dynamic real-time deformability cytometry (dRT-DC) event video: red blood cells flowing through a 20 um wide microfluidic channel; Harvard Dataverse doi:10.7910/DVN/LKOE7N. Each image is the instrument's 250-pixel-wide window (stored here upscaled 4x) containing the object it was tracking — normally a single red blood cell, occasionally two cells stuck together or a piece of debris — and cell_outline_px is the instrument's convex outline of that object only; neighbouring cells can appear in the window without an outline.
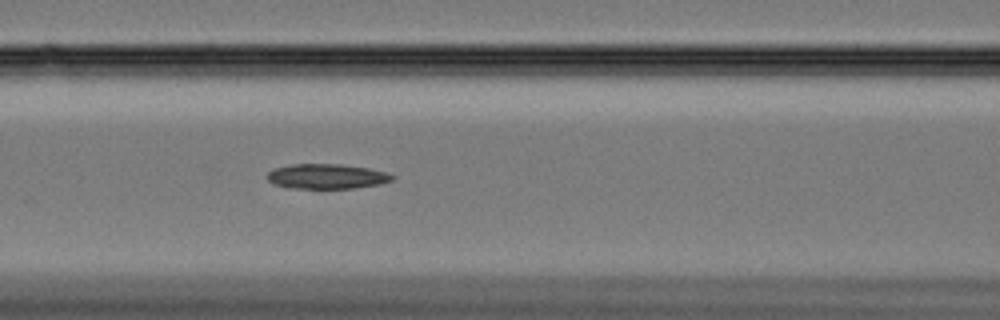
{"species": "Egyptian fruit bat (a non-hibernating species)", "species_latin": "Rousettus aegyptiacus", "temperature_condition": "cold", "stored_images_in_passage": 29, "camera_frame_rate_fps": 3000, "um_per_image_px": 0.085, "animal": {"sex": "female"}, "frame": {"image": 1, "passage_image": 19, "time_ms": 6.0, "image_size_px": [1000, 320], "cell_outline_px": [[396, 176], [392, 180], [380, 184], [352, 188], [288, 188], [272, 184], [268, 180], [268, 172], [272, 168], [292, 164], [340, 164], [368, 168], [388, 172]], "centroid_in_image_um": [27.76, 14.99], "position_along_channel_um": 138.8, "area_um2": 18.26}}
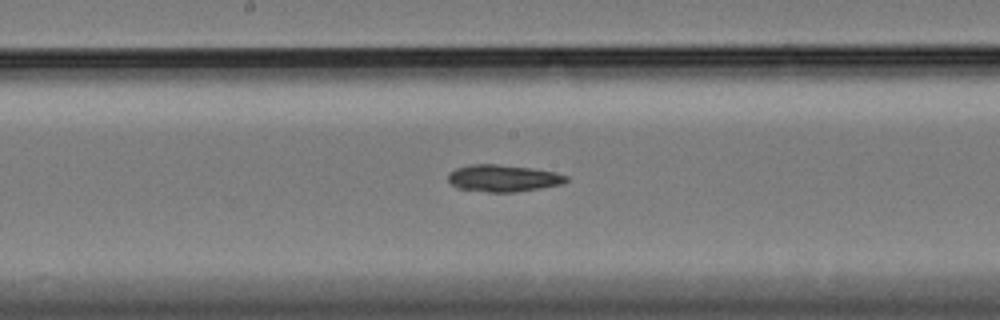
{"frame": {"image": 2, "passage_image": 25, "time_ms": 8.0, "image_size_px": [1000, 320], "cell_outline_px": [[568, 180], [560, 184], [540, 188], [516, 192], [488, 192], [456, 188], [448, 180], [448, 172], [456, 168], [472, 164], [496, 164], [528, 168], [552, 172], [568, 176]], "centroid_in_image_um": [42.71, 15.15], "position_along_channel_um": 205.5, "area_um2": 18.32}}
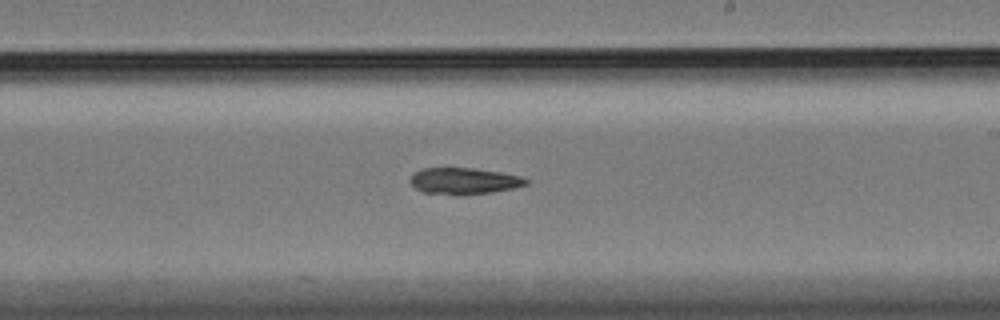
{"frame": {"image": 3, "passage_image": 29, "time_ms": 9.333, "image_size_px": [1000, 320], "cell_outline_px": [[528, 184], [512, 188], [492, 192], [424, 192], [416, 188], [408, 180], [412, 172], [420, 168], [472, 168], [500, 172], [520, 176], [528, 180]], "centroid_in_image_um": [39.41, 15.32], "position_along_channel_um": 249.6, "area_um2": 17.05}}